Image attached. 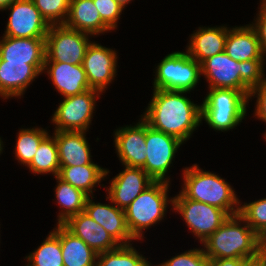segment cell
Segmentation results:
<instances>
[{
	"mask_svg": "<svg viewBox=\"0 0 266 266\" xmlns=\"http://www.w3.org/2000/svg\"><path fill=\"white\" fill-rule=\"evenodd\" d=\"M123 9L125 8V6L130 3V1L132 0H115Z\"/></svg>",
	"mask_w": 266,
	"mask_h": 266,
	"instance_id": "b9f144b4",
	"label": "cell"
},
{
	"mask_svg": "<svg viewBox=\"0 0 266 266\" xmlns=\"http://www.w3.org/2000/svg\"><path fill=\"white\" fill-rule=\"evenodd\" d=\"M125 169L113 177L106 196L111 204L124 210L140 193H142L154 180L140 167L124 166Z\"/></svg>",
	"mask_w": 266,
	"mask_h": 266,
	"instance_id": "9a60e30c",
	"label": "cell"
},
{
	"mask_svg": "<svg viewBox=\"0 0 266 266\" xmlns=\"http://www.w3.org/2000/svg\"><path fill=\"white\" fill-rule=\"evenodd\" d=\"M156 68L154 89L190 92L201 77V64L187 52L168 54Z\"/></svg>",
	"mask_w": 266,
	"mask_h": 266,
	"instance_id": "52a82bcc",
	"label": "cell"
},
{
	"mask_svg": "<svg viewBox=\"0 0 266 266\" xmlns=\"http://www.w3.org/2000/svg\"><path fill=\"white\" fill-rule=\"evenodd\" d=\"M250 260L240 258L209 259L208 266H245Z\"/></svg>",
	"mask_w": 266,
	"mask_h": 266,
	"instance_id": "74e56055",
	"label": "cell"
},
{
	"mask_svg": "<svg viewBox=\"0 0 266 266\" xmlns=\"http://www.w3.org/2000/svg\"><path fill=\"white\" fill-rule=\"evenodd\" d=\"M64 25L90 36L111 31L102 21L93 0H70L69 13Z\"/></svg>",
	"mask_w": 266,
	"mask_h": 266,
	"instance_id": "cb8c5ba5",
	"label": "cell"
},
{
	"mask_svg": "<svg viewBox=\"0 0 266 266\" xmlns=\"http://www.w3.org/2000/svg\"><path fill=\"white\" fill-rule=\"evenodd\" d=\"M245 266H254V258H252Z\"/></svg>",
	"mask_w": 266,
	"mask_h": 266,
	"instance_id": "ee69618b",
	"label": "cell"
},
{
	"mask_svg": "<svg viewBox=\"0 0 266 266\" xmlns=\"http://www.w3.org/2000/svg\"><path fill=\"white\" fill-rule=\"evenodd\" d=\"M49 233L42 244L25 257L28 262L26 266H64L60 245V224Z\"/></svg>",
	"mask_w": 266,
	"mask_h": 266,
	"instance_id": "83f0119b",
	"label": "cell"
},
{
	"mask_svg": "<svg viewBox=\"0 0 266 266\" xmlns=\"http://www.w3.org/2000/svg\"><path fill=\"white\" fill-rule=\"evenodd\" d=\"M173 211L181 214L188 228L203 243L229 217L216 206L187 198L182 192L173 197Z\"/></svg>",
	"mask_w": 266,
	"mask_h": 266,
	"instance_id": "9c48e42d",
	"label": "cell"
},
{
	"mask_svg": "<svg viewBox=\"0 0 266 266\" xmlns=\"http://www.w3.org/2000/svg\"><path fill=\"white\" fill-rule=\"evenodd\" d=\"M239 214L260 235L266 228V198L240 205Z\"/></svg>",
	"mask_w": 266,
	"mask_h": 266,
	"instance_id": "d6a6232c",
	"label": "cell"
},
{
	"mask_svg": "<svg viewBox=\"0 0 266 266\" xmlns=\"http://www.w3.org/2000/svg\"><path fill=\"white\" fill-rule=\"evenodd\" d=\"M89 35L64 24L50 25L45 38V62L83 64L86 49L91 43Z\"/></svg>",
	"mask_w": 266,
	"mask_h": 266,
	"instance_id": "ba28073f",
	"label": "cell"
},
{
	"mask_svg": "<svg viewBox=\"0 0 266 266\" xmlns=\"http://www.w3.org/2000/svg\"><path fill=\"white\" fill-rule=\"evenodd\" d=\"M10 10L4 36L16 38H46L50 25L42 17L32 0H17Z\"/></svg>",
	"mask_w": 266,
	"mask_h": 266,
	"instance_id": "7c38bea8",
	"label": "cell"
},
{
	"mask_svg": "<svg viewBox=\"0 0 266 266\" xmlns=\"http://www.w3.org/2000/svg\"><path fill=\"white\" fill-rule=\"evenodd\" d=\"M92 197H88L84 211L114 238L119 245L131 244L135 240L126 224L124 210L118 208L114 203L101 204L93 202Z\"/></svg>",
	"mask_w": 266,
	"mask_h": 266,
	"instance_id": "d6986e66",
	"label": "cell"
},
{
	"mask_svg": "<svg viewBox=\"0 0 266 266\" xmlns=\"http://www.w3.org/2000/svg\"><path fill=\"white\" fill-rule=\"evenodd\" d=\"M197 164L183 170L181 192L189 199L223 209L229 216L240 212V200L235 191L220 176L201 170Z\"/></svg>",
	"mask_w": 266,
	"mask_h": 266,
	"instance_id": "3957f363",
	"label": "cell"
},
{
	"mask_svg": "<svg viewBox=\"0 0 266 266\" xmlns=\"http://www.w3.org/2000/svg\"><path fill=\"white\" fill-rule=\"evenodd\" d=\"M201 104V120L217 131L234 129L246 116L250 92L234 89L209 88Z\"/></svg>",
	"mask_w": 266,
	"mask_h": 266,
	"instance_id": "277c9868",
	"label": "cell"
},
{
	"mask_svg": "<svg viewBox=\"0 0 266 266\" xmlns=\"http://www.w3.org/2000/svg\"><path fill=\"white\" fill-rule=\"evenodd\" d=\"M160 266H208L209 258L205 255L204 249H191L180 255H176Z\"/></svg>",
	"mask_w": 266,
	"mask_h": 266,
	"instance_id": "836d02e7",
	"label": "cell"
},
{
	"mask_svg": "<svg viewBox=\"0 0 266 266\" xmlns=\"http://www.w3.org/2000/svg\"><path fill=\"white\" fill-rule=\"evenodd\" d=\"M259 246L262 252H266V228L265 230L259 235Z\"/></svg>",
	"mask_w": 266,
	"mask_h": 266,
	"instance_id": "ab89813d",
	"label": "cell"
},
{
	"mask_svg": "<svg viewBox=\"0 0 266 266\" xmlns=\"http://www.w3.org/2000/svg\"><path fill=\"white\" fill-rule=\"evenodd\" d=\"M55 178L58 183L55 188V200L60 205L59 207L62 208L58 216L57 224H63L70 217L84 211L89 196L68 182L63 181L58 176Z\"/></svg>",
	"mask_w": 266,
	"mask_h": 266,
	"instance_id": "4316f807",
	"label": "cell"
},
{
	"mask_svg": "<svg viewBox=\"0 0 266 266\" xmlns=\"http://www.w3.org/2000/svg\"><path fill=\"white\" fill-rule=\"evenodd\" d=\"M108 173L109 170L97 164L60 166L58 177L92 197L94 193L92 189H94L98 183L100 184L101 180H104V177H106Z\"/></svg>",
	"mask_w": 266,
	"mask_h": 266,
	"instance_id": "484cf974",
	"label": "cell"
},
{
	"mask_svg": "<svg viewBox=\"0 0 266 266\" xmlns=\"http://www.w3.org/2000/svg\"><path fill=\"white\" fill-rule=\"evenodd\" d=\"M149 263L132 244H127L97 254L96 266H147Z\"/></svg>",
	"mask_w": 266,
	"mask_h": 266,
	"instance_id": "f546056e",
	"label": "cell"
},
{
	"mask_svg": "<svg viewBox=\"0 0 266 266\" xmlns=\"http://www.w3.org/2000/svg\"><path fill=\"white\" fill-rule=\"evenodd\" d=\"M146 161L142 168L154 181L169 183L165 178L182 141L152 129L146 122Z\"/></svg>",
	"mask_w": 266,
	"mask_h": 266,
	"instance_id": "8fae6325",
	"label": "cell"
},
{
	"mask_svg": "<svg viewBox=\"0 0 266 266\" xmlns=\"http://www.w3.org/2000/svg\"><path fill=\"white\" fill-rule=\"evenodd\" d=\"M254 21L255 23L250 25L254 28L257 37L259 38L260 48L264 58L266 57V12L260 9L257 18Z\"/></svg>",
	"mask_w": 266,
	"mask_h": 266,
	"instance_id": "8d00e7d4",
	"label": "cell"
},
{
	"mask_svg": "<svg viewBox=\"0 0 266 266\" xmlns=\"http://www.w3.org/2000/svg\"><path fill=\"white\" fill-rule=\"evenodd\" d=\"M153 90L152 100L141 117L152 129L186 142L202 122L201 105L184 96L187 91Z\"/></svg>",
	"mask_w": 266,
	"mask_h": 266,
	"instance_id": "6da1fadb",
	"label": "cell"
},
{
	"mask_svg": "<svg viewBox=\"0 0 266 266\" xmlns=\"http://www.w3.org/2000/svg\"><path fill=\"white\" fill-rule=\"evenodd\" d=\"M27 167L35 174L52 173L55 177L58 176L60 163L54 136L48 135L40 143L31 163Z\"/></svg>",
	"mask_w": 266,
	"mask_h": 266,
	"instance_id": "f1b7e54d",
	"label": "cell"
},
{
	"mask_svg": "<svg viewBox=\"0 0 266 266\" xmlns=\"http://www.w3.org/2000/svg\"><path fill=\"white\" fill-rule=\"evenodd\" d=\"M242 222L244 224L241 226ZM202 245H204L205 255L209 259L251 260L262 252L259 246V235L239 213L229 216Z\"/></svg>",
	"mask_w": 266,
	"mask_h": 266,
	"instance_id": "7a4b0ae2",
	"label": "cell"
},
{
	"mask_svg": "<svg viewBox=\"0 0 266 266\" xmlns=\"http://www.w3.org/2000/svg\"><path fill=\"white\" fill-rule=\"evenodd\" d=\"M102 21L111 29L117 28L123 8L115 0H93Z\"/></svg>",
	"mask_w": 266,
	"mask_h": 266,
	"instance_id": "e575fe53",
	"label": "cell"
},
{
	"mask_svg": "<svg viewBox=\"0 0 266 266\" xmlns=\"http://www.w3.org/2000/svg\"><path fill=\"white\" fill-rule=\"evenodd\" d=\"M257 95V96H256ZM256 96L255 116L266 123V77L262 73L258 76L256 84L251 88L249 100ZM266 136V132L264 134Z\"/></svg>",
	"mask_w": 266,
	"mask_h": 266,
	"instance_id": "d590c367",
	"label": "cell"
},
{
	"mask_svg": "<svg viewBox=\"0 0 266 266\" xmlns=\"http://www.w3.org/2000/svg\"><path fill=\"white\" fill-rule=\"evenodd\" d=\"M114 133L115 148L122 165L143 168L146 161V121L141 118L136 125L121 127Z\"/></svg>",
	"mask_w": 266,
	"mask_h": 266,
	"instance_id": "2e32d148",
	"label": "cell"
},
{
	"mask_svg": "<svg viewBox=\"0 0 266 266\" xmlns=\"http://www.w3.org/2000/svg\"><path fill=\"white\" fill-rule=\"evenodd\" d=\"M39 72L25 62L0 59V96L8 99L21 97Z\"/></svg>",
	"mask_w": 266,
	"mask_h": 266,
	"instance_id": "44dd1931",
	"label": "cell"
},
{
	"mask_svg": "<svg viewBox=\"0 0 266 266\" xmlns=\"http://www.w3.org/2000/svg\"><path fill=\"white\" fill-rule=\"evenodd\" d=\"M169 183L154 181L124 209L127 228L135 240L143 239V230L158 223L165 217L169 200ZM143 232V233H142Z\"/></svg>",
	"mask_w": 266,
	"mask_h": 266,
	"instance_id": "5b68a950",
	"label": "cell"
},
{
	"mask_svg": "<svg viewBox=\"0 0 266 266\" xmlns=\"http://www.w3.org/2000/svg\"><path fill=\"white\" fill-rule=\"evenodd\" d=\"M43 72L49 75L52 84L63 97L78 95L91 89L82 64L45 62Z\"/></svg>",
	"mask_w": 266,
	"mask_h": 266,
	"instance_id": "ffe728a7",
	"label": "cell"
},
{
	"mask_svg": "<svg viewBox=\"0 0 266 266\" xmlns=\"http://www.w3.org/2000/svg\"><path fill=\"white\" fill-rule=\"evenodd\" d=\"M102 92L89 89L84 93L64 97L53 114L52 123L57 131H88L96 98Z\"/></svg>",
	"mask_w": 266,
	"mask_h": 266,
	"instance_id": "30bf717a",
	"label": "cell"
},
{
	"mask_svg": "<svg viewBox=\"0 0 266 266\" xmlns=\"http://www.w3.org/2000/svg\"><path fill=\"white\" fill-rule=\"evenodd\" d=\"M53 134L56 139L60 166L95 164L91 161V150L85 138L86 131L55 130Z\"/></svg>",
	"mask_w": 266,
	"mask_h": 266,
	"instance_id": "7402d4cb",
	"label": "cell"
},
{
	"mask_svg": "<svg viewBox=\"0 0 266 266\" xmlns=\"http://www.w3.org/2000/svg\"><path fill=\"white\" fill-rule=\"evenodd\" d=\"M3 142H2V140H1V138H0V154L2 153V150H3Z\"/></svg>",
	"mask_w": 266,
	"mask_h": 266,
	"instance_id": "f6af8a7d",
	"label": "cell"
},
{
	"mask_svg": "<svg viewBox=\"0 0 266 266\" xmlns=\"http://www.w3.org/2000/svg\"><path fill=\"white\" fill-rule=\"evenodd\" d=\"M17 0H0V10H5L11 4H13Z\"/></svg>",
	"mask_w": 266,
	"mask_h": 266,
	"instance_id": "60d3db41",
	"label": "cell"
},
{
	"mask_svg": "<svg viewBox=\"0 0 266 266\" xmlns=\"http://www.w3.org/2000/svg\"><path fill=\"white\" fill-rule=\"evenodd\" d=\"M60 245L64 266H96L97 253L60 224Z\"/></svg>",
	"mask_w": 266,
	"mask_h": 266,
	"instance_id": "d4e9b609",
	"label": "cell"
},
{
	"mask_svg": "<svg viewBox=\"0 0 266 266\" xmlns=\"http://www.w3.org/2000/svg\"><path fill=\"white\" fill-rule=\"evenodd\" d=\"M82 65L90 88L103 93L116 77L117 53L111 48L91 41L86 49Z\"/></svg>",
	"mask_w": 266,
	"mask_h": 266,
	"instance_id": "4fadbf2b",
	"label": "cell"
},
{
	"mask_svg": "<svg viewBox=\"0 0 266 266\" xmlns=\"http://www.w3.org/2000/svg\"><path fill=\"white\" fill-rule=\"evenodd\" d=\"M201 75L209 82L208 88L234 89L250 92L259 74L246 62L235 61L223 51L201 64Z\"/></svg>",
	"mask_w": 266,
	"mask_h": 266,
	"instance_id": "8992f818",
	"label": "cell"
},
{
	"mask_svg": "<svg viewBox=\"0 0 266 266\" xmlns=\"http://www.w3.org/2000/svg\"><path fill=\"white\" fill-rule=\"evenodd\" d=\"M45 38H16L3 36L0 40V59L25 62L40 74L45 63Z\"/></svg>",
	"mask_w": 266,
	"mask_h": 266,
	"instance_id": "e0dca14e",
	"label": "cell"
},
{
	"mask_svg": "<svg viewBox=\"0 0 266 266\" xmlns=\"http://www.w3.org/2000/svg\"><path fill=\"white\" fill-rule=\"evenodd\" d=\"M43 128L20 129L15 146V157L19 163L28 166L36 153L40 143L48 136Z\"/></svg>",
	"mask_w": 266,
	"mask_h": 266,
	"instance_id": "4dcf8cb0",
	"label": "cell"
},
{
	"mask_svg": "<svg viewBox=\"0 0 266 266\" xmlns=\"http://www.w3.org/2000/svg\"><path fill=\"white\" fill-rule=\"evenodd\" d=\"M254 266H266V252H261L254 257Z\"/></svg>",
	"mask_w": 266,
	"mask_h": 266,
	"instance_id": "f35d334b",
	"label": "cell"
},
{
	"mask_svg": "<svg viewBox=\"0 0 266 266\" xmlns=\"http://www.w3.org/2000/svg\"><path fill=\"white\" fill-rule=\"evenodd\" d=\"M49 25L64 24L70 7V0H32Z\"/></svg>",
	"mask_w": 266,
	"mask_h": 266,
	"instance_id": "1f68e13d",
	"label": "cell"
},
{
	"mask_svg": "<svg viewBox=\"0 0 266 266\" xmlns=\"http://www.w3.org/2000/svg\"><path fill=\"white\" fill-rule=\"evenodd\" d=\"M63 225L97 254L119 246L105 228L94 221L85 211L70 217Z\"/></svg>",
	"mask_w": 266,
	"mask_h": 266,
	"instance_id": "ac0fdd59",
	"label": "cell"
},
{
	"mask_svg": "<svg viewBox=\"0 0 266 266\" xmlns=\"http://www.w3.org/2000/svg\"><path fill=\"white\" fill-rule=\"evenodd\" d=\"M225 52L235 61L248 63L259 75L264 73V58L259 38L254 28L249 25L227 28Z\"/></svg>",
	"mask_w": 266,
	"mask_h": 266,
	"instance_id": "5bb4252c",
	"label": "cell"
},
{
	"mask_svg": "<svg viewBox=\"0 0 266 266\" xmlns=\"http://www.w3.org/2000/svg\"><path fill=\"white\" fill-rule=\"evenodd\" d=\"M190 38L187 53L202 64L206 59L225 51L227 27H199Z\"/></svg>",
	"mask_w": 266,
	"mask_h": 266,
	"instance_id": "603a6c76",
	"label": "cell"
},
{
	"mask_svg": "<svg viewBox=\"0 0 266 266\" xmlns=\"http://www.w3.org/2000/svg\"><path fill=\"white\" fill-rule=\"evenodd\" d=\"M260 9L263 10L264 12H266V0H262L261 5H260Z\"/></svg>",
	"mask_w": 266,
	"mask_h": 266,
	"instance_id": "7bdbcfd3",
	"label": "cell"
}]
</instances>
